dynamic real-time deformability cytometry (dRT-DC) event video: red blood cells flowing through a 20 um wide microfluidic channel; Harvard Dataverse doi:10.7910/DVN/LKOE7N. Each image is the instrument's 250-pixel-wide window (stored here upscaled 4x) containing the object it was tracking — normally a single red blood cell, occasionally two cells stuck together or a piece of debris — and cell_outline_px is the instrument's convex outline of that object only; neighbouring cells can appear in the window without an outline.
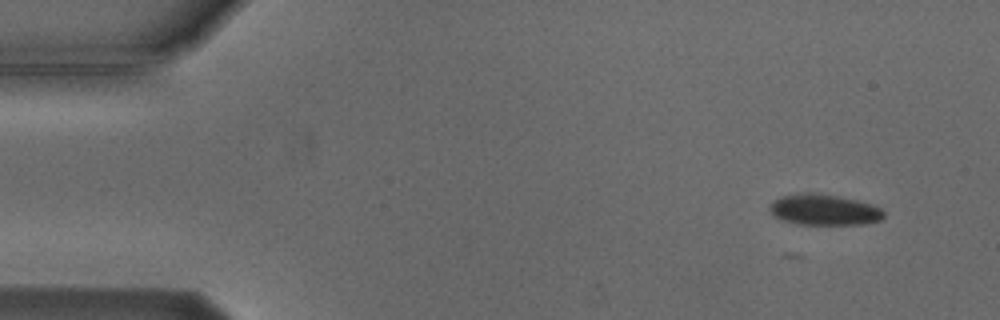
{"species": "Egyptian fruit bat (a non-hibernating species)", "species_latin": "Rousettus aegyptiacus", "temperature_condition": "cold", "stored_images_in_passage": 5, "camera_frame_rate_fps": 3000, "um_per_image_px": 0.085, "animal": {"sex": "male"}, "frame": {"image": 1, "passage_image": 1, "time_ms": 0.0, "image_size_px": [1000, 320], "cell_outline_px": [[884, 216], [880, 220], [864, 224], [800, 224], [784, 220], [776, 216], [772, 212], [772, 204], [780, 196], [796, 192], [836, 196], [856, 200], [872, 204], [880, 208], [884, 212]], "centroid_in_image_um": [70.09, 17.83], "position_along_channel_um": 14.9, "area_um2": 20.0}}
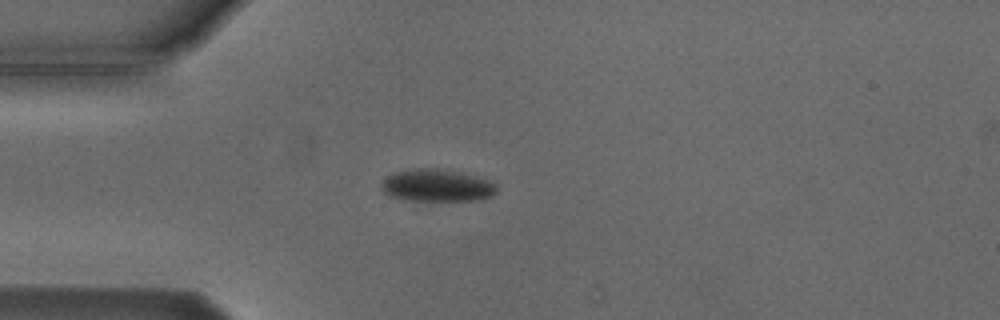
{"frame": {"image": 2, "passage_image": 4, "time_ms": 3.333, "image_size_px": [1000, 320], "cell_outline_px": [[496, 192], [492, 196], [476, 200], [404, 200], [388, 196], [380, 188], [380, 184], [388, 176], [396, 172], [420, 168], [436, 168], [460, 172], [488, 180], [496, 184]], "centroid_in_image_um": [37.11, 15.77], "position_along_channel_um": 47.9, "area_um2": 21.56}}